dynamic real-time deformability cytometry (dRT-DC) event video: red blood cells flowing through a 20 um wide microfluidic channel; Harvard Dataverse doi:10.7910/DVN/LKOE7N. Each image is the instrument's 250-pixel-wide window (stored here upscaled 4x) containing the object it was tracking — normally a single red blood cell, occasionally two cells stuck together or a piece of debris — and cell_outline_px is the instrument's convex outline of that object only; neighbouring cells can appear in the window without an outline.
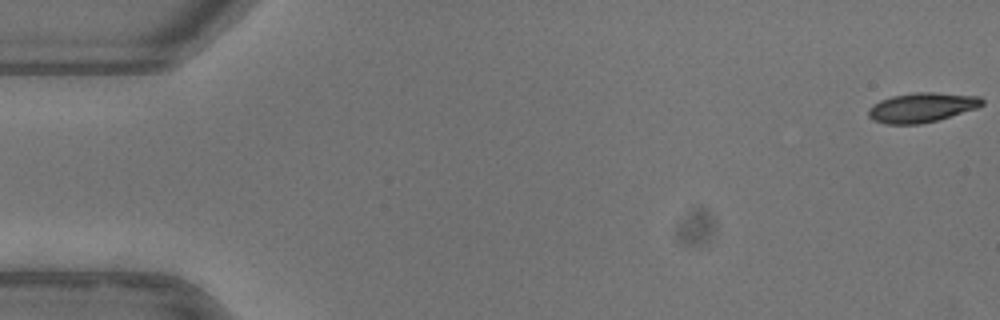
{"species": "common noctule bat (a hibernating species)", "species_latin": "Nyctalus noctula", "temperature_condition": "warm", "stored_images_in_passage": 52, "camera_frame_rate_fps": 3000, "um_per_image_px": 0.085, "animal": {"sex": "female"}, "frame": {"image": 1, "passage_image": 1, "time_ms": 0.0, "image_size_px": [1000, 320], "cell_outline_px": [[984, 104], [976, 108], [936, 120], [920, 124], [884, 124], [872, 120], [868, 116], [868, 108], [872, 104], [880, 100], [892, 96], [916, 92], [932, 92], [980, 96], [984, 100]], "centroid_in_image_um": [78.31, 9.13], "position_along_channel_um": 6.7, "area_um2": 19.59}}
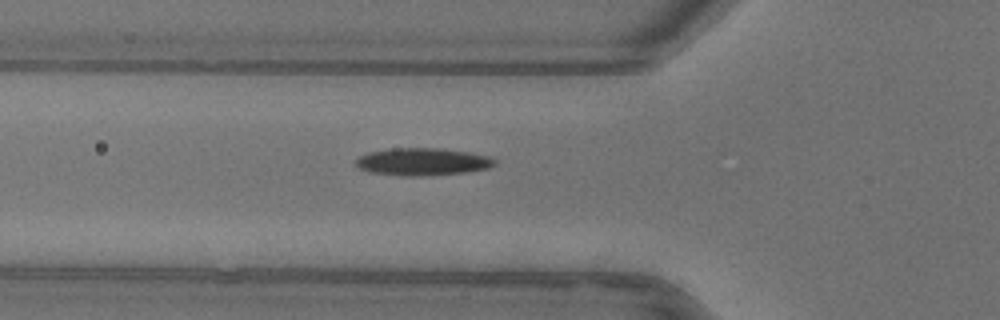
{"frame": {"image": 2, "passage_image": 19, "time_ms": 6.0, "image_size_px": [1000, 320], "cell_outline_px": [[496, 164], [488, 168], [464, 172], [416, 176], [404, 176], [368, 172], [360, 168], [356, 164], [356, 160], [360, 156], [368, 152], [392, 148], [440, 148], [472, 152], [492, 156], [496, 160]], "centroid_in_image_um": [35.95, 13.73], "position_along_channel_um": 89.9, "area_um2": 22.25}}
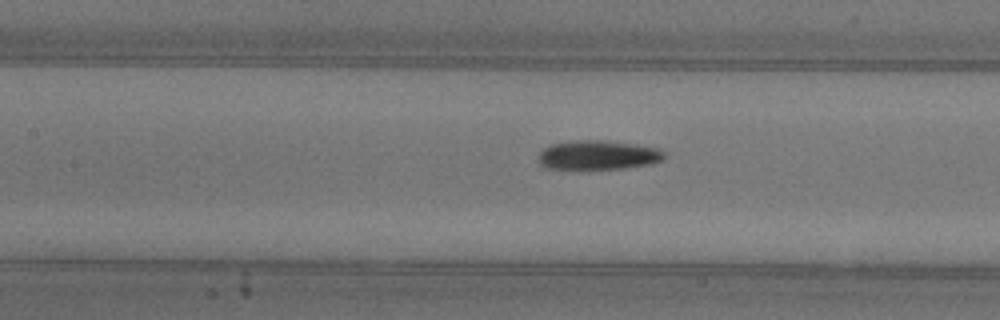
{"frame": {"image": 3, "passage_image": 24, "time_ms": 7.667, "image_size_px": [1000, 320], "cell_outline_px": [[664, 160], [652, 164], [624, 168], [544, 168], [536, 160], [540, 152], [544, 148], [552, 144], [576, 140], [604, 140], [636, 144], [660, 148], [664, 152]], "centroid_in_image_um": [50.85, 13.17], "position_along_channel_um": 156.5, "area_um2": 21.5}, "authors_computed_cell_mechanics": {"area_um2": 20.8369, "velocity_mm_per_s": 3.9555, "shape_relaxation_time_tau1_ms": 5.7139, "shape_relaxation_time_tau2_ms": 3.9086, "deformation_change_tau1": 0.1878, "deformation_change_tau2": 0.0999}}